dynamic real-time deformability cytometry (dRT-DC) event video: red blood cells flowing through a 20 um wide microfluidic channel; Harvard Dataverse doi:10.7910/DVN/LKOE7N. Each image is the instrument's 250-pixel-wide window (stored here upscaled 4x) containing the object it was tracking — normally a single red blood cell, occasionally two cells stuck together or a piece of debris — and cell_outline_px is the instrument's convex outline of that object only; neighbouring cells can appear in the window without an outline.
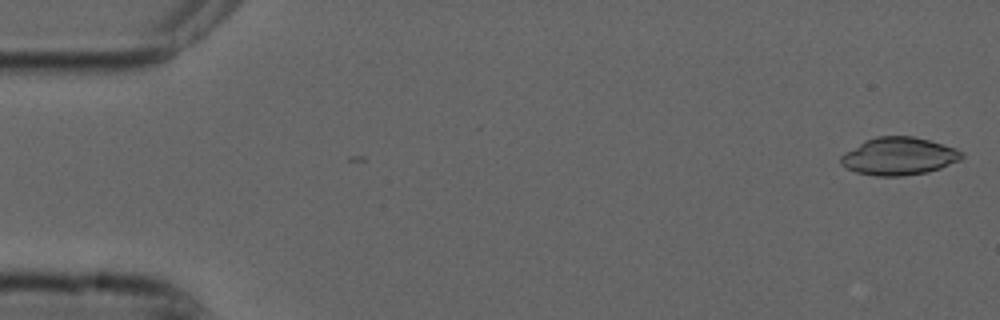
{"species": "common noctule bat (a hibernating species)", "species_latin": "Nyctalus noctula", "temperature_condition": "cold", "stored_images_in_passage": 3, "camera_frame_rate_fps": 3000, "um_per_image_px": 0.085, "animal": {"sex": "male", "forearm_length_mm": 52.5}, "frame": {"image": 1, "passage_image": 1, "time_ms": 0.0, "image_size_px": [1000, 320], "cell_outline_px": [[964, 156], [960, 160], [940, 168], [928, 172], [904, 176], [876, 176], [856, 172], [840, 164], [840, 156], [864, 140], [876, 136], [912, 136], [928, 140], [956, 148], [964, 152]], "centroid_in_image_um": [76.41, 13.28], "position_along_channel_um": 8.6, "area_um2": 26.59}}